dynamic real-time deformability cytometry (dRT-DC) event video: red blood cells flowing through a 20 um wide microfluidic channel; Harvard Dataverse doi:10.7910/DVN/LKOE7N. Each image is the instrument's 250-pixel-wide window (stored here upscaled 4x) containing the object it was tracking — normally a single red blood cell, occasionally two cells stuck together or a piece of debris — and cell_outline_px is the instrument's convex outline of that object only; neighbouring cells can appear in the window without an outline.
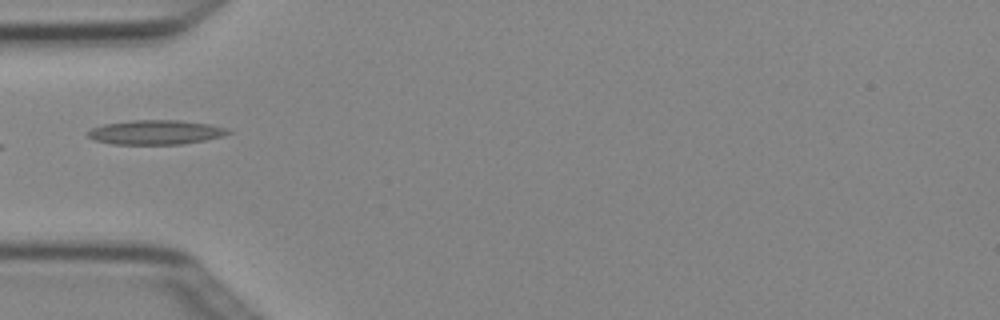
{"species": "Egyptian fruit bat (a non-hibernating species)", "species_latin": "Rousettus aegyptiacus", "temperature_condition": "cold", "stored_images_in_passage": 4, "camera_frame_rate_fps": 3000, "um_per_image_px": 0.085, "animal": {"sex": "female"}, "frame": {"image": 1, "passage_image": 4, "time_ms": 1.0, "image_size_px": [1000, 320], "cell_outline_px": [[232, 132], [224, 136], [204, 140], [180, 144], [112, 144], [96, 140], [88, 136], [88, 132], [92, 128], [104, 124], [132, 120], [180, 120], [212, 124], [228, 128]], "centroid_in_image_um": [13.29, 11.23], "position_along_channel_um": 71.7, "area_um2": 19.94}}